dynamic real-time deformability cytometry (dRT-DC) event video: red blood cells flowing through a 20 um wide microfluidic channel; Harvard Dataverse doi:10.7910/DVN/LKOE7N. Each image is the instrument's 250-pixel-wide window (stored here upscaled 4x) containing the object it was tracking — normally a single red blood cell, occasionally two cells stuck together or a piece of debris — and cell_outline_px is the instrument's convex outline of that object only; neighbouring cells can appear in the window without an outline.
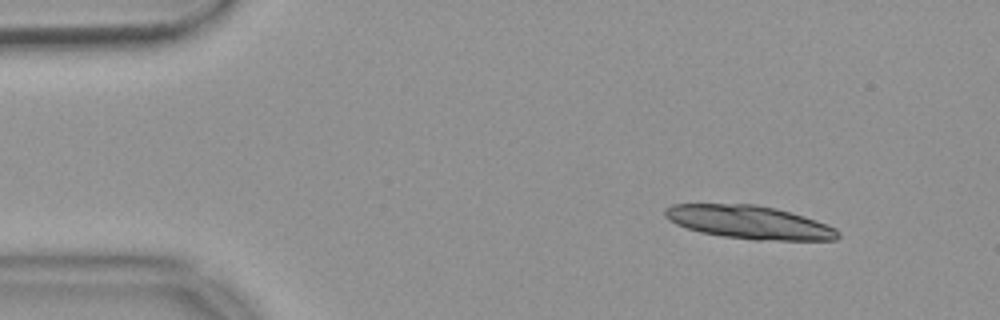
{"species": "common noctule bat (a hibernating species)", "species_latin": "Nyctalus noctula", "temperature_condition": "warm", "stored_images_in_passage": 15, "camera_frame_rate_fps": 3000, "um_per_image_px": 0.085, "animal": {"sex": "female", "body_mass_g": 18.4}, "frame": {"image": 1, "passage_image": 1, "time_ms": 0.0, "image_size_px": [1000, 320], "cell_outline_px": [[840, 236], [836, 240], [752, 240], [724, 236], [700, 232], [676, 224], [668, 220], [664, 216], [664, 208], [672, 204], [756, 204], [776, 208], [792, 212], [816, 220], [836, 228], [840, 232]], "centroid_in_image_um": [63.69, 18.89], "position_along_channel_um": 21.3, "area_um2": 33.7}}
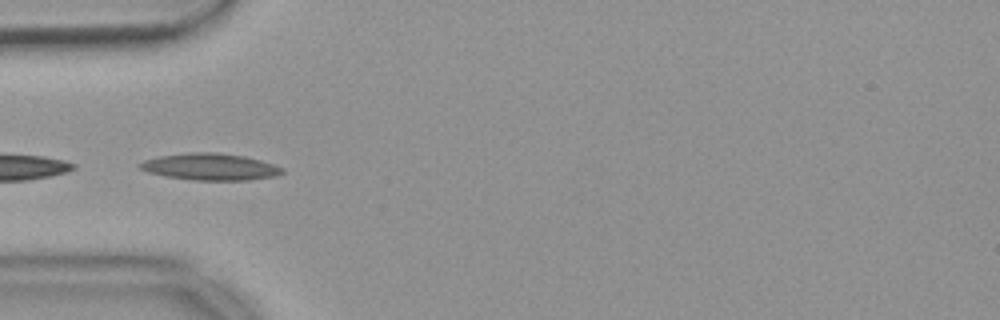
{"frame": {"image": 2, "passage_image": 12, "time_ms": 3.667, "image_size_px": [1000, 320], "cell_outline_px": [[284, 172], [276, 176], [248, 180], [196, 180], [168, 176], [148, 172], [140, 168], [136, 164], [144, 160], [156, 156], [188, 152], [216, 152], [244, 156], [260, 160], [284, 168]], "centroid_in_image_um": [17.85, 14.16], "position_along_channel_um": 67.1, "area_um2": 22.2}}